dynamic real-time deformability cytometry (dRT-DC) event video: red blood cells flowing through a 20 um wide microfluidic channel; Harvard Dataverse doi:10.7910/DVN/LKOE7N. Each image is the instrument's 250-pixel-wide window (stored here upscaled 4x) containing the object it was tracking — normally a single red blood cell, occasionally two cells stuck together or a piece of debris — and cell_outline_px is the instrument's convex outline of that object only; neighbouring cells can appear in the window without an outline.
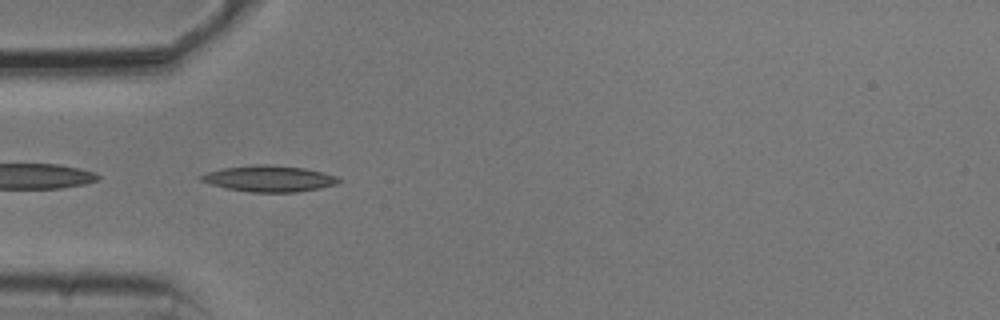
{"species": "common noctule bat (a hibernating species)", "species_latin": "Nyctalus noctula", "temperature_condition": "cold", "stored_images_in_passage": 38, "camera_frame_rate_fps": 3000, "um_per_image_px": 0.085, "animal": {"sex": "male", "body_mass_g": 20.5, "forearm_length_mm": 52.5}, "frame": {"image": 1, "passage_image": 1, "time_ms": 0.0, "image_size_px": [1000, 320], "cell_outline_px": [[340, 180], [336, 184], [320, 188], [296, 192], [252, 192], [224, 188], [200, 180], [196, 176], [208, 172], [224, 168], [252, 164], [268, 164], [304, 168], [324, 172], [336, 176]], "centroid_in_image_um": [22.85, 15.18], "position_along_channel_um": 62.1, "area_um2": 20.98}}
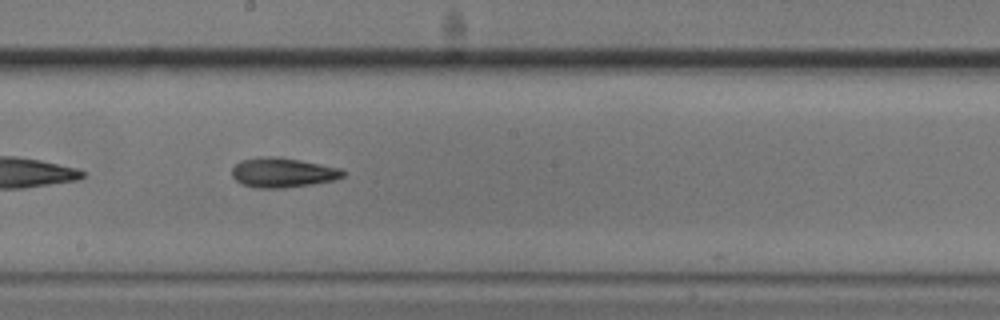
{"frame": {"image": 2, "passage_image": 14, "time_ms": 4.333, "image_size_px": [1000, 320], "cell_outline_px": [[344, 176], [332, 180], [312, 184], [284, 188], [256, 188], [240, 184], [232, 176], [232, 168], [240, 160], [260, 156], [276, 156], [300, 160], [340, 168], [344, 172]], "centroid_in_image_um": [23.97, 14.66], "position_along_channel_um": 224.2, "area_um2": 19.25}}
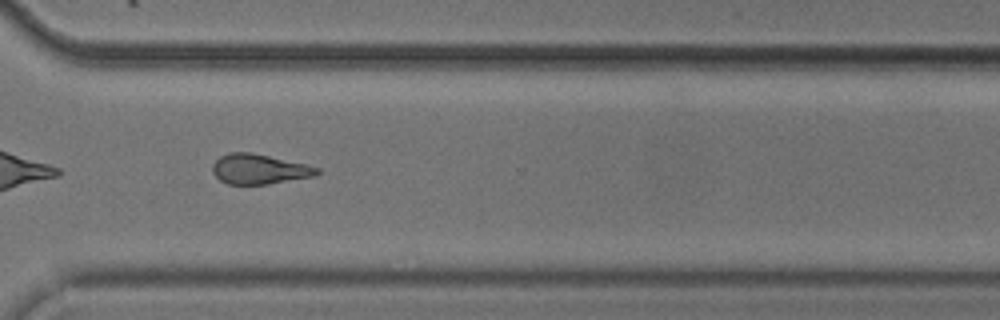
{"frame": {"image": 3, "passage_image": 24, "time_ms": 7.667, "image_size_px": [1000, 320], "cell_outline_px": [[320, 172], [316, 176], [268, 184], [228, 184], [220, 180], [212, 172], [212, 164], [220, 156], [228, 152], [252, 152], [304, 164], [320, 168]], "centroid_in_image_um": [22.02, 14.37], "position_along_channel_um": 348.6, "area_um2": 18.26}, "authors_computed_cell_mechanics": {"area_um2": 18.6983, "velocity_mm_per_s": 3.7514, "shape_relaxation_time_tau1_ms": 3.3037, "shape_relaxation_time_tau2_ms": 3.7989, "deformation_change_tau1": 0.1315, "deformation_change_tau2": 0.134}}